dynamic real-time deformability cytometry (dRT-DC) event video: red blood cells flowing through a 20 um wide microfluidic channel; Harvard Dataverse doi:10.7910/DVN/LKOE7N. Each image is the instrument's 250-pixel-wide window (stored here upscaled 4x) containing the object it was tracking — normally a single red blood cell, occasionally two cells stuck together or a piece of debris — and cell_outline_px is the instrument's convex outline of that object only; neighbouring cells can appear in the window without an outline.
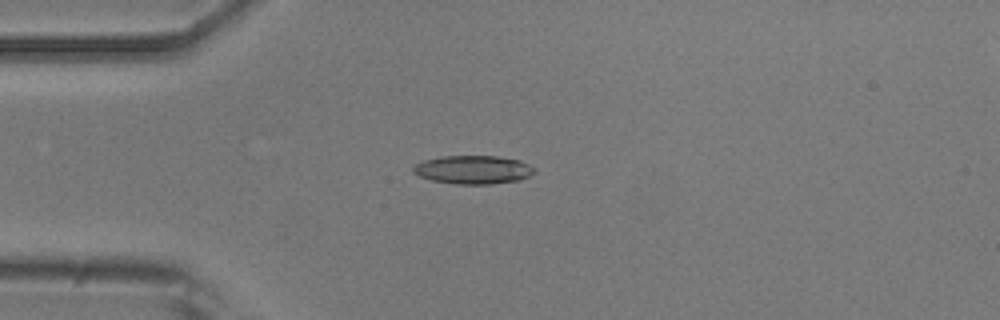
{"species": "common noctule bat (a hibernating species)", "species_latin": "Nyctalus noctula", "temperature_condition": "room temperature", "stored_images_in_passage": 5, "camera_frame_rate_fps": 3000, "um_per_image_px": 0.085, "animal": {"sex": "male", "body_mass_g": 20.5, "forearm_length_mm": 52.5}, "frame": {"image": 1, "passage_image": 3, "time_ms": 3.0, "image_size_px": [1000, 320], "cell_outline_px": [[536, 172], [520, 180], [492, 184], [456, 184], [432, 180], [420, 176], [412, 172], [412, 168], [420, 160], [440, 156], [496, 156], [520, 160], [536, 168]], "centroid_in_image_um": [40.21, 14.42], "position_along_channel_um": 44.8, "area_um2": 20.29}}
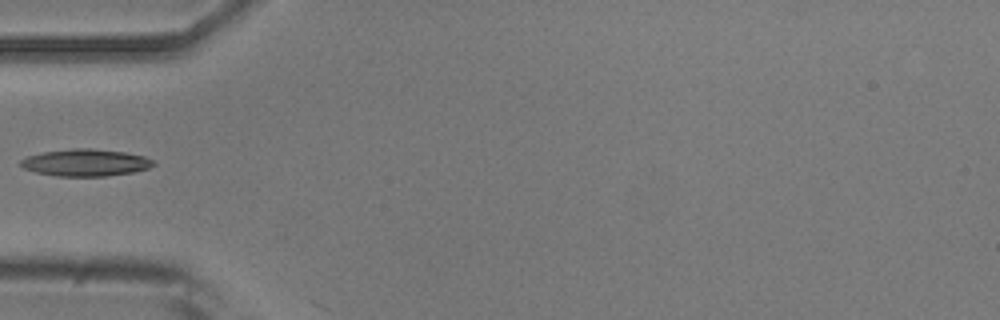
{"frame": {"image": 2, "passage_image": 4, "time_ms": 4.333, "image_size_px": [1000, 320], "cell_outline_px": [[156, 164], [148, 168], [132, 172], [108, 176], [56, 176], [36, 172], [24, 168], [20, 164], [20, 160], [28, 156], [44, 152], [72, 148], [92, 148], [124, 152], [144, 156], [152, 160]], "centroid_in_image_um": [7.28, 13.82], "position_along_channel_um": 77.7, "area_um2": 20.81}}
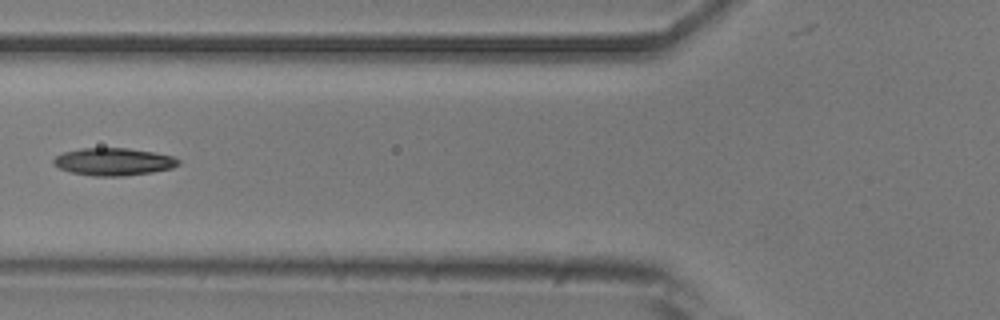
{"frame": {"image": 3, "passage_image": 5, "time_ms": 5.333, "image_size_px": [1000, 320], "cell_outline_px": [[180, 164], [172, 168], [152, 172], [124, 176], [92, 176], [72, 172], [60, 168], [52, 164], [52, 160], [56, 156], [64, 152], [80, 148], [128, 148], [156, 152], [172, 156], [180, 160]], "centroid_in_image_um": [9.66, 13.74], "position_along_channel_um": 116.1, "area_um2": 20.11}}